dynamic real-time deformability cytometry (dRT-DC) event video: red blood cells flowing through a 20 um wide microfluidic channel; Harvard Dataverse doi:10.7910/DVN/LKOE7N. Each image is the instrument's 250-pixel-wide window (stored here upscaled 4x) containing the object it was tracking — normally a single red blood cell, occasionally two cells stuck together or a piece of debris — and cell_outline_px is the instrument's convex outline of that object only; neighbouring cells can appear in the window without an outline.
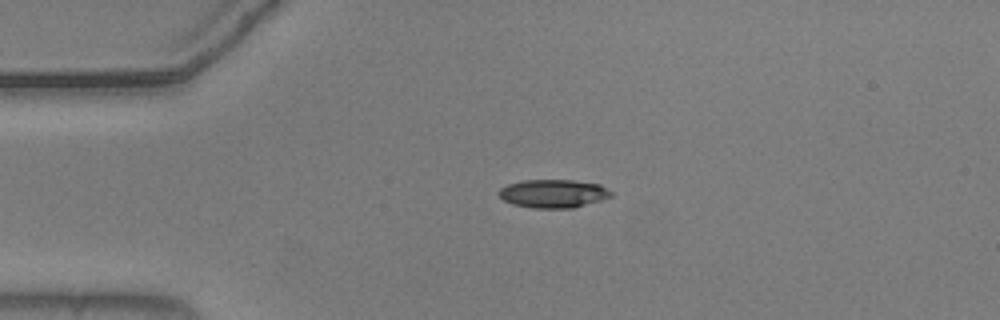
{"species": "common noctule bat (a hibernating species)", "species_latin": "Nyctalus noctula", "temperature_condition": "warm", "stored_images_in_passage": 43, "camera_frame_rate_fps": 3000, "um_per_image_px": 0.085, "animal": {"sex": "male", "body_mass_g": 20.5, "forearm_length_mm": 52.5}, "frame": {"image": 1, "passage_image": 1, "time_ms": 0.0, "image_size_px": [1000, 320], "cell_outline_px": [[612, 196], [604, 200], [572, 208], [532, 208], [512, 204], [504, 200], [496, 192], [500, 188], [508, 184], [524, 180], [572, 180], [600, 184], [612, 192]], "centroid_in_image_um": [47.03, 16.46], "position_along_channel_um": 38.0, "area_um2": 18.67}}
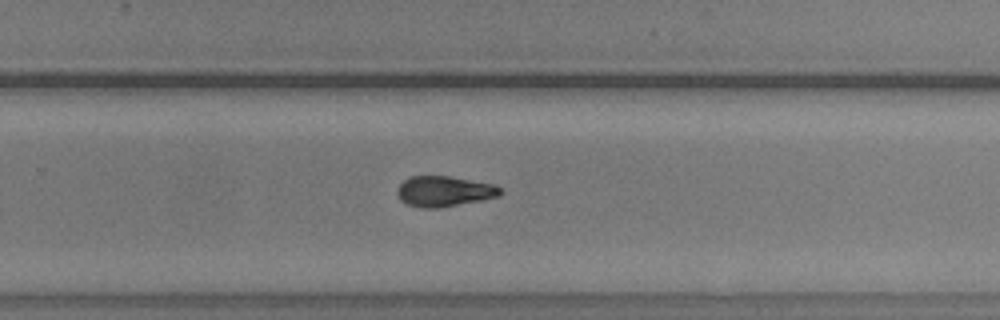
{"frame": {"image": 2, "passage_image": 24, "time_ms": 7.667, "image_size_px": [1000, 320], "cell_outline_px": [[504, 192], [500, 196], [440, 208], [420, 208], [404, 204], [400, 200], [396, 192], [396, 188], [404, 180], [412, 176], [452, 176], [496, 184]], "centroid_in_image_um": [37.75, 16.26], "position_along_channel_um": 292.0, "area_um2": 18.67}}
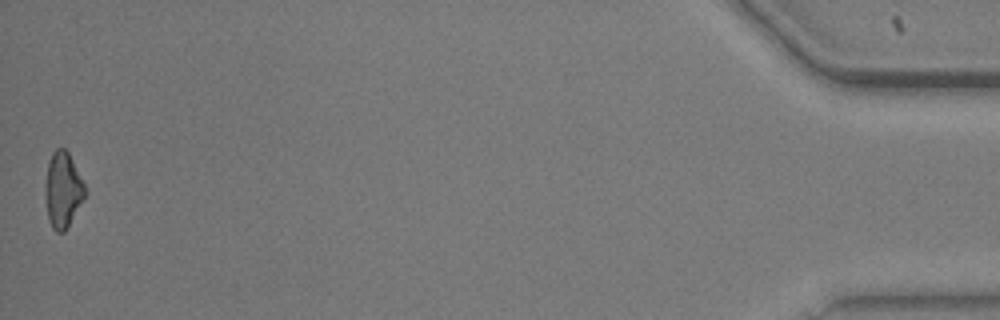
{"frame": {"image": 3, "passage_image": 43, "time_ms": 14.0, "image_size_px": [1000, 320], "cell_outline_px": [[88, 192], [84, 200], [64, 232], [56, 232], [52, 228], [48, 220], [44, 192], [48, 160], [52, 152], [56, 148], [64, 148], [68, 152]], "centroid_in_image_um": [5.33, 16.15], "position_along_channel_um": 429.9, "area_um2": 17.69}, "authors_computed_cell_mechanics": {"area_um2": 18.3804, "velocity_mm_per_s": 3.6948, "shape_relaxation_time_tau1_ms": 3.1419, "shape_relaxation_time_tau2_ms": 3.2182, "deformation_change_tau1": 0.1283, "deformation_change_tau2": 0.0946}}